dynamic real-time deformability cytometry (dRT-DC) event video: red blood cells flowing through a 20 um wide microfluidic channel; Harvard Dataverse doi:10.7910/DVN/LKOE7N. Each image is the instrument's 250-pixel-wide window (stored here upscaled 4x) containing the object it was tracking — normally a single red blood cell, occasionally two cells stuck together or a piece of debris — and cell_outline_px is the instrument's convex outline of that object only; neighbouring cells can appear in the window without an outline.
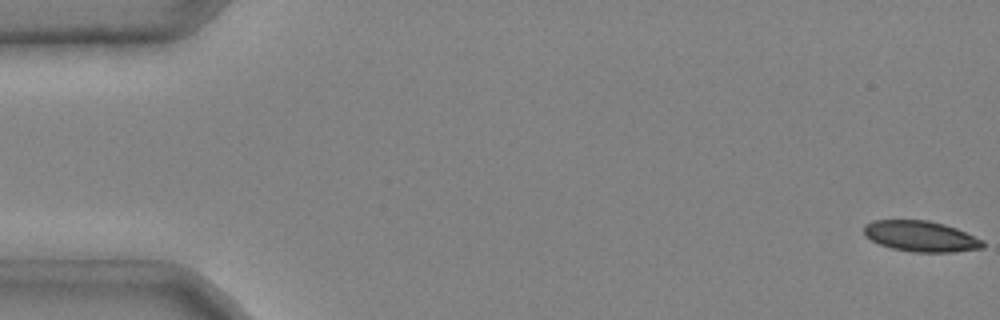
{"species": "common noctule bat (a hibernating species)", "species_latin": "Nyctalus noctula", "temperature_condition": "cold", "stored_images_in_passage": 5, "segment_of_instrument_passage": [1, 2], "camera_frame_rate_fps": 3000, "um_per_image_px": 0.085, "animal": {"sex": "male", "body_mass_g": 20.4}, "frame": {"image": 1, "passage_image": 1, "time_ms": 0.0, "image_size_px": [1000, 320], "cell_outline_px": [[984, 248], [956, 252], [912, 252], [892, 248], [880, 244], [872, 240], [864, 232], [864, 224], [872, 220], [928, 220], [944, 224], [956, 228], [984, 240]], "centroid_in_image_um": [78.3, 20.08], "position_along_channel_um": 6.7, "area_um2": 21.33}}
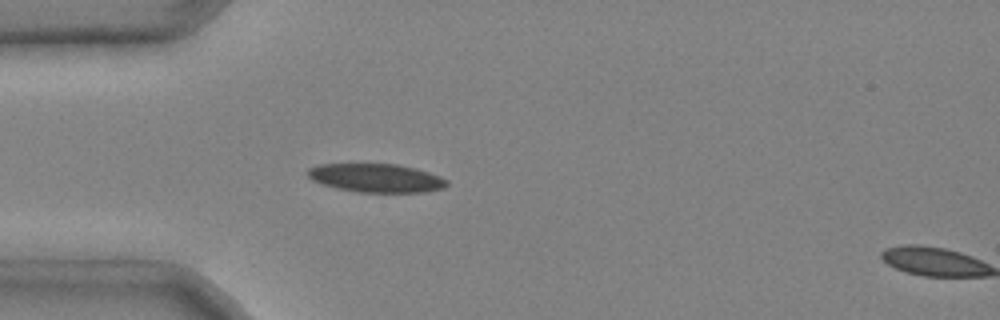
{"frame": {"image": 2, "passage_image": 4, "time_ms": 1.0, "image_size_px": [1000, 320], "cell_outline_px": [[448, 184], [444, 188], [424, 192], [356, 192], [336, 188], [320, 184], [312, 180], [308, 176], [308, 168], [320, 164], [396, 164], [416, 168], [440, 176], [448, 180]], "centroid_in_image_um": [31.97, 15.13], "position_along_channel_um": 53.0, "area_um2": 23.24}}